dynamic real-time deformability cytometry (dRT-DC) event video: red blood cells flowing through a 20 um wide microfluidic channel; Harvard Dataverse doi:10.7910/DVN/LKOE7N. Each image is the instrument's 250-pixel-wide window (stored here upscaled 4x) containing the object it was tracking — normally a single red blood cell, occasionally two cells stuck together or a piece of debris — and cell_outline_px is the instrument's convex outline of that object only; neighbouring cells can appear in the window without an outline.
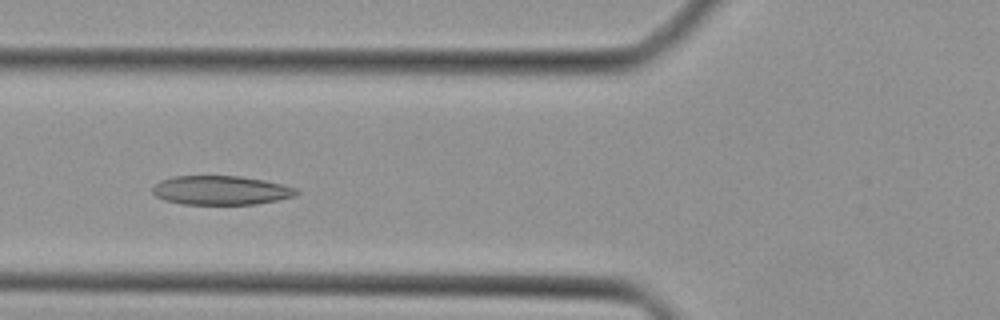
{"species": "Egyptian fruit bat (a non-hibernating species)", "species_latin": "Rousettus aegyptiacus", "temperature_condition": "cold", "stored_images_in_passage": 26, "camera_frame_rate_fps": 3000, "um_per_image_px": 0.085, "animal": {"sex": "female"}, "frame": {"image": 1, "passage_image": 3, "time_ms": 0.667, "image_size_px": [1000, 320], "cell_outline_px": [[300, 192], [296, 196], [256, 204], [184, 204], [164, 200], [156, 196], [152, 192], [152, 188], [160, 180], [172, 176], [240, 176], [264, 180], [296, 188]], "centroid_in_image_um": [18.76, 16.17], "position_along_channel_um": 107.0, "area_um2": 24.33}}
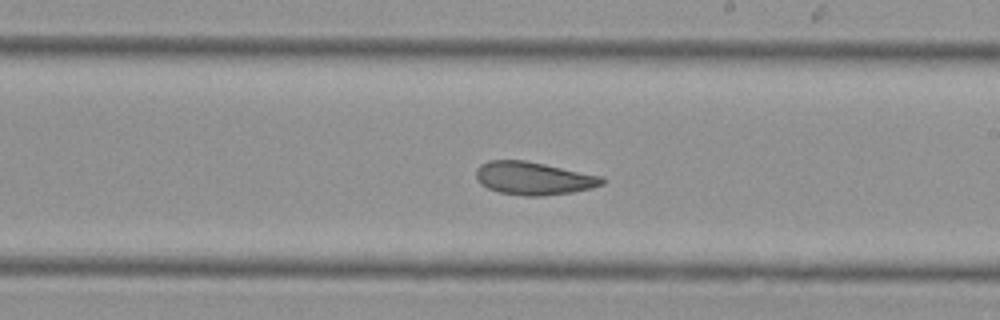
{"frame": {"image": 2, "passage_image": 12, "time_ms": 3.667, "image_size_px": [1000, 320], "cell_outline_px": [[604, 184], [592, 188], [572, 192], [544, 196], [524, 196], [500, 192], [488, 188], [480, 184], [476, 180], [476, 168], [480, 164], [488, 160], [524, 160], [604, 176]], "centroid_in_image_um": [45.34, 15.15], "position_along_channel_um": 243.7, "area_um2": 24.39}}
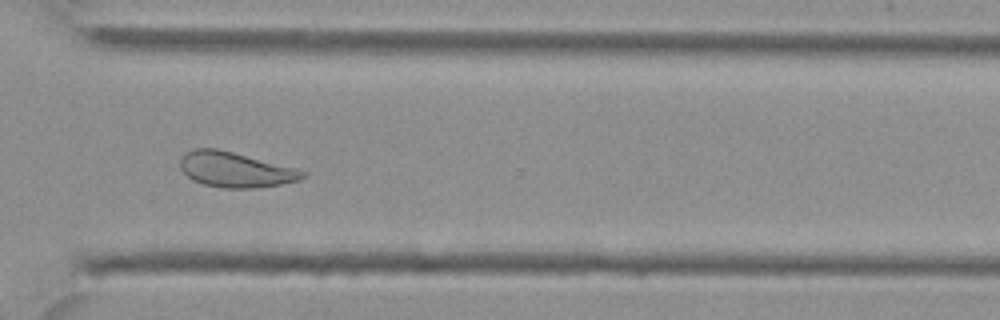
{"frame": {"image": 3, "passage_image": 19, "time_ms": 6.0, "image_size_px": [1000, 320], "cell_outline_px": [[308, 176], [300, 180], [280, 184], [256, 188], [224, 188], [204, 184], [192, 180], [180, 168], [180, 160], [184, 152], [196, 148], [216, 148], [296, 168], [308, 172]], "centroid_in_image_um": [20.02, 14.42], "position_along_channel_um": 350.6, "area_um2": 25.09}}